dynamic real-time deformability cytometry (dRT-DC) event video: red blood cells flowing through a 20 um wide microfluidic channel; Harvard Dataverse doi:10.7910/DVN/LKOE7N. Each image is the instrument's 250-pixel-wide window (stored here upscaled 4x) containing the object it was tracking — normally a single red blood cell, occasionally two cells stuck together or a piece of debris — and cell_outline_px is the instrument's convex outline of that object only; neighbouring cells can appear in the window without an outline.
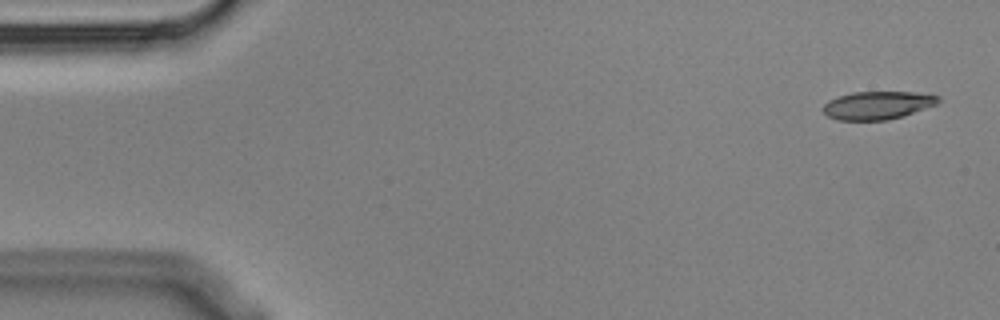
{"species": "Egyptian fruit bat (a non-hibernating species)", "species_latin": "Rousettus aegyptiacus", "temperature_condition": "cold", "stored_images_in_passage": 5, "camera_frame_rate_fps": 3000, "um_per_image_px": 0.085, "animal": {"sex": "male"}, "frame": {"image": 1, "passage_image": 1, "time_ms": 0.0, "image_size_px": [1000, 320], "cell_outline_px": [[940, 100], [936, 104], [888, 120], [836, 120], [828, 116], [824, 112], [824, 104], [828, 100], [852, 92], [916, 92], [940, 96]], "centroid_in_image_um": [74.57, 8.94], "position_along_channel_um": 10.4, "area_um2": 18.55}}
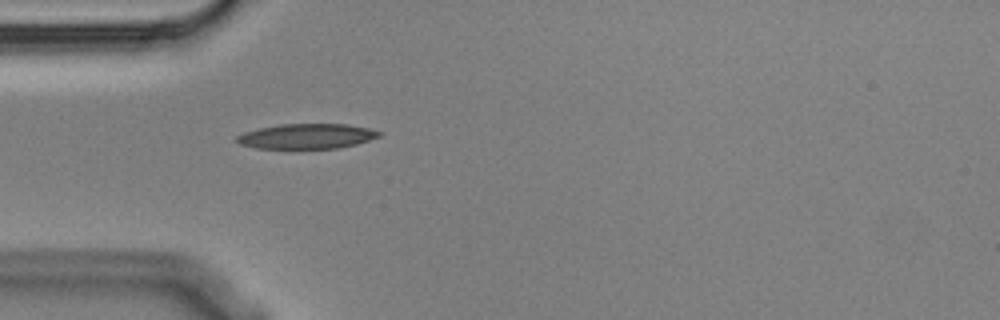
{"frame": {"image": 2, "passage_image": 5, "time_ms": 1.333, "image_size_px": [1000, 320], "cell_outline_px": [[380, 136], [356, 144], [336, 148], [256, 148], [240, 144], [236, 140], [236, 136], [244, 132], [260, 128], [280, 124], [348, 124], [368, 128], [380, 132]], "centroid_in_image_um": [26.05, 11.57], "position_along_channel_um": 58.9, "area_um2": 20.52}}